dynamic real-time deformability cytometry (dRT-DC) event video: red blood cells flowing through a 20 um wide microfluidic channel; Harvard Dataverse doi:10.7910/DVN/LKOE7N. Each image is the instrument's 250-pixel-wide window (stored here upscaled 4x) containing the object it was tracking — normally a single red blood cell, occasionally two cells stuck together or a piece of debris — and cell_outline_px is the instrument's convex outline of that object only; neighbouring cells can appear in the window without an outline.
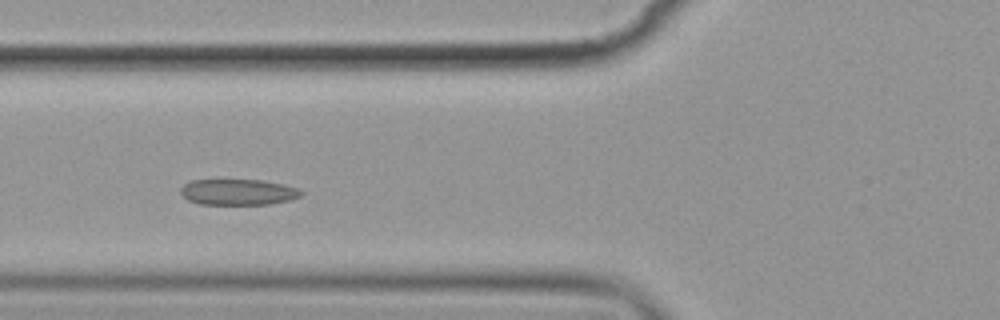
{"species": "common noctule bat (a hibernating species)", "species_latin": "Nyctalus noctula", "temperature_condition": "cold", "stored_images_in_passage": 6, "camera_frame_rate_fps": 3000, "um_per_image_px": 0.085, "animal": {"sex": "female", "body_mass_g": 19.9}, "frame": {"image": 1, "passage_image": 5, "time_ms": 5.0, "image_size_px": [1000, 320], "cell_outline_px": [[304, 192], [300, 196], [288, 200], [268, 204], [200, 204], [188, 200], [180, 192], [180, 188], [184, 184], [192, 180], [260, 180], [284, 184], [296, 188]], "centroid_in_image_um": [20.22, 16.32], "position_along_channel_um": 105.6, "area_um2": 18.03}}
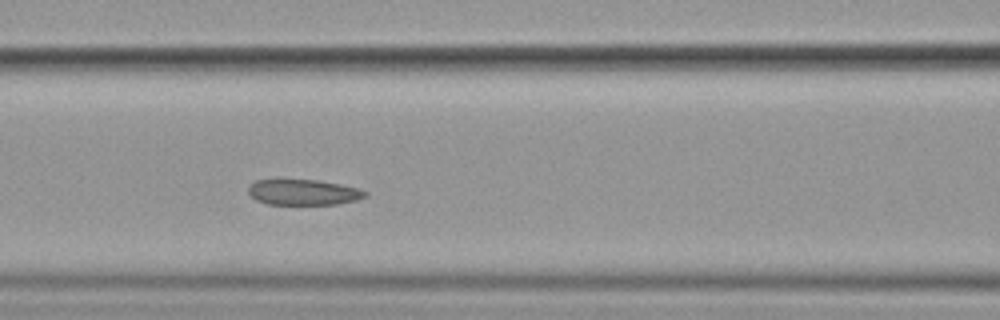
{"frame": {"image": 2, "passage_image": 6, "time_ms": 6.0, "image_size_px": [1000, 320], "cell_outline_px": [[368, 196], [356, 200], [340, 204], [268, 204], [256, 200], [248, 192], [248, 188], [256, 180], [280, 176], [320, 180], [340, 184], [356, 188], [368, 192]], "centroid_in_image_um": [25.74, 16.29], "position_along_channel_um": 140.9, "area_um2": 18.26}}